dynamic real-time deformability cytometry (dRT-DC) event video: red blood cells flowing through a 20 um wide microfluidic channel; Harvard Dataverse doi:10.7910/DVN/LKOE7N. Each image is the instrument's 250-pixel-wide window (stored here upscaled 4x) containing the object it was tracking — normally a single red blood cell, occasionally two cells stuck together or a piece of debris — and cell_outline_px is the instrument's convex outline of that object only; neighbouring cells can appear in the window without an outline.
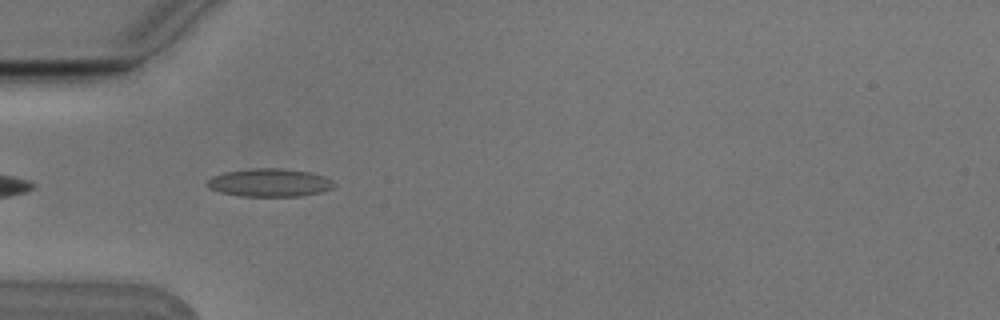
{"species": "Egyptian fruit bat (a non-hibernating species)", "species_latin": "Rousettus aegyptiacus", "temperature_condition": "cold", "stored_images_in_passage": 5, "camera_frame_rate_fps": 3000, "um_per_image_px": 0.085, "animal": {"sex": "male"}, "frame": {"image": 1, "passage_image": 4, "time_ms": 1.0, "image_size_px": [1000, 320], "cell_outline_px": [[336, 184], [332, 188], [320, 192], [300, 196], [240, 196], [220, 192], [208, 188], [208, 180], [212, 176], [224, 172], [252, 168], [284, 168], [312, 172], [324, 176], [332, 180]], "centroid_in_image_um": [22.93, 15.51], "position_along_channel_um": 62.1, "area_um2": 20.87}}